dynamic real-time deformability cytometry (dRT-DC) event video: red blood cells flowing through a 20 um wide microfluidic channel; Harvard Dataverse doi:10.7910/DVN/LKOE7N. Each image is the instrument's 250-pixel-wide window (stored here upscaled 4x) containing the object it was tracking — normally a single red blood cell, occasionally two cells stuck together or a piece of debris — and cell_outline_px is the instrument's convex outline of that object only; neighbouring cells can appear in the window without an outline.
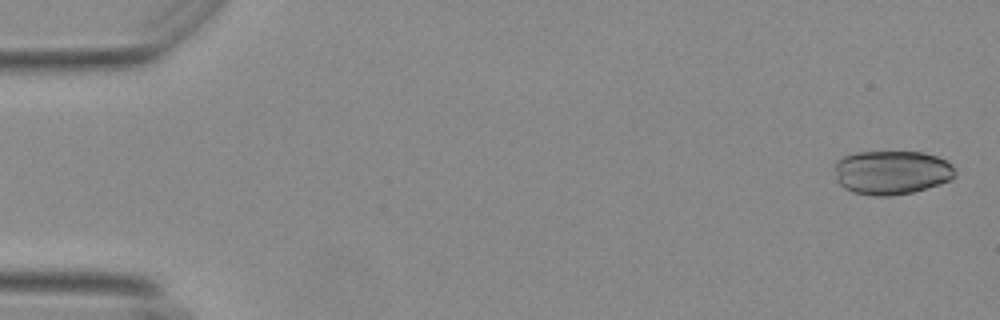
{"species": "Egyptian fruit bat (a non-hibernating species)", "species_latin": "Rousettus aegyptiacus", "temperature_condition": "warm", "stored_images_in_passage": 54, "camera_frame_rate_fps": 3000, "um_per_image_px": 0.085, "animal": {"sex": "female"}, "frame": {"image": 1, "passage_image": 1, "time_ms": 0.0, "image_size_px": [1000, 320], "cell_outline_px": [[956, 176], [952, 180], [940, 184], [912, 192], [892, 196], [872, 196], [852, 192], [844, 188], [836, 180], [836, 160], [844, 156], [856, 152], [924, 152], [936, 156], [952, 164], [956, 172]], "centroid_in_image_um": [75.8, 14.66], "position_along_channel_um": 9.2, "area_um2": 31.1}}
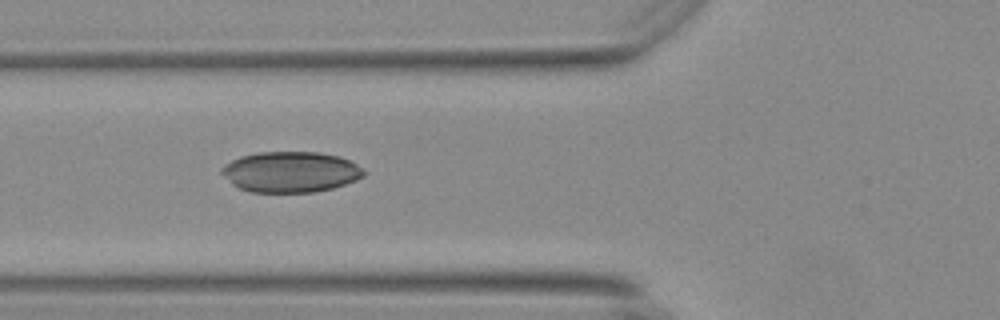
{"frame": {"image": 2, "passage_image": 20, "time_ms": 6.333, "image_size_px": [1000, 320], "cell_outline_px": [[364, 176], [356, 180], [332, 188], [312, 192], [252, 192], [240, 188], [232, 184], [220, 172], [220, 168], [224, 164], [240, 156], [256, 152], [320, 152], [340, 156], [364, 168]], "centroid_in_image_um": [24.68, 14.6], "position_along_channel_um": 101.1, "area_um2": 33.81}}
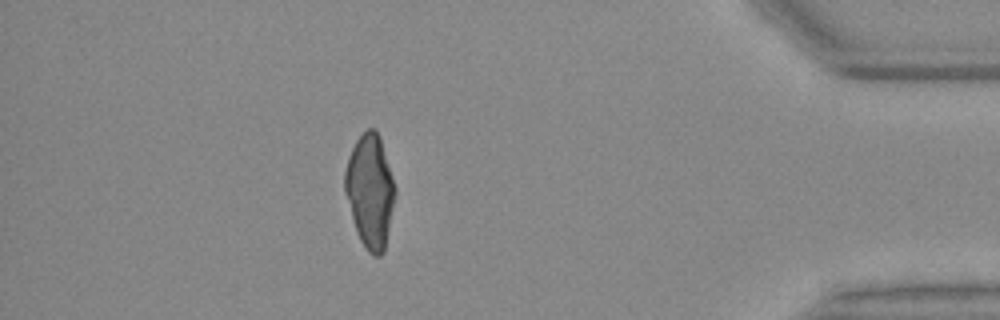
{"frame": {"image": 3, "passage_image": 48, "time_ms": 15.667, "image_size_px": [1000, 320], "cell_outline_px": [[396, 192], [384, 252], [380, 256], [372, 256], [368, 252], [360, 240], [356, 232], [352, 220], [344, 192], [344, 172], [348, 156], [356, 140], [368, 128], [376, 128], [380, 136], [396, 188]], "centroid_in_image_um": [31.44, 16.24], "position_along_channel_um": 403.8, "area_um2": 33.35}}